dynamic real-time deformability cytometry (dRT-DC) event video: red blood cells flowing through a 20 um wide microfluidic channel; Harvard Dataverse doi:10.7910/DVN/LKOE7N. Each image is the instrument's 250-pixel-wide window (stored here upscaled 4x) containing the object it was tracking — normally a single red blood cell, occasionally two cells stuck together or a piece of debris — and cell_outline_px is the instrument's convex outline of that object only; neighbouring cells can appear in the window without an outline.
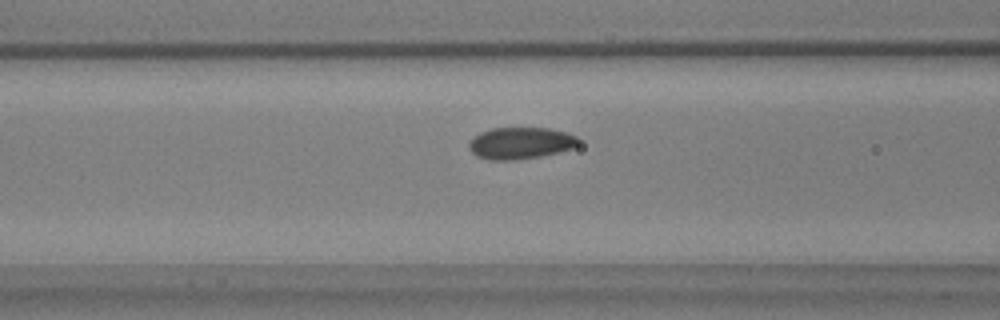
{"species": "common noctule bat (a hibernating species)", "species_latin": "Nyctalus noctula", "temperature_condition": "warm", "stored_images_in_passage": 42, "camera_frame_rate_fps": 3000, "um_per_image_px": 0.085, "animal": {"sex": "male", "body_mass_g": 17.9, "forearm_length_mm": 54.2}, "frame": {"image": 1, "passage_image": 13, "time_ms": 4.0, "image_size_px": [1000, 320], "cell_outline_px": [[576, 144], [564, 148], [524, 156], [488, 156], [476, 152], [472, 148], [472, 144], [480, 136], [492, 132], [520, 128], [552, 132], [568, 136], [576, 140]], "centroid_in_image_um": [44.24, 12.12], "position_along_channel_um": 122.4, "area_um2": 15.32}}
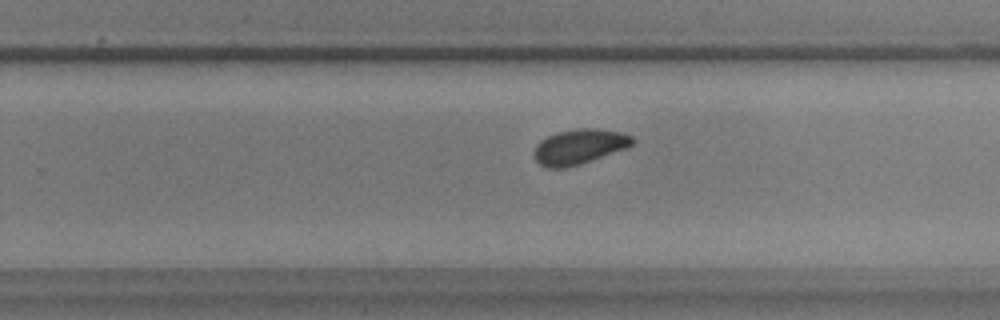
{"frame": {"image": 2, "passage_image": 26, "time_ms": 8.333, "image_size_px": [1000, 320], "cell_outline_px": [[632, 140], [628, 144], [568, 164], [544, 164], [536, 156], [536, 152], [540, 144], [544, 140], [568, 132], [604, 132], [624, 136]], "centroid_in_image_um": [49.11, 12.45], "position_along_channel_um": 280.7, "area_um2": 14.91}}
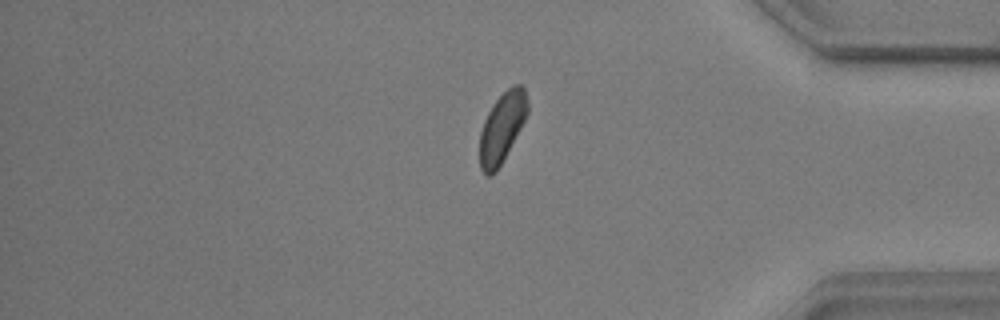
{"frame": {"image": 3, "passage_image": 37, "time_ms": 12.0, "image_size_px": [1000, 320], "cell_outline_px": [[524, 116], [504, 156], [496, 168], [492, 172], [484, 172], [480, 164], [480, 140], [484, 124], [492, 108], [512, 88], [520, 88], [524, 96]], "centroid_in_image_um": [42.58, 10.96], "position_along_channel_um": 392.6, "area_um2": 16.3}, "authors_computed_cell_mechanics": {"area_um2": 15.606, "velocity_mm_per_s": 3.6577, "shape_relaxation_time_tau1_ms": null, "shape_relaxation_time_tau2_ms": 2.1479, "deformation_change_tau1": null, "deformation_change_tau2": 0.0693}}